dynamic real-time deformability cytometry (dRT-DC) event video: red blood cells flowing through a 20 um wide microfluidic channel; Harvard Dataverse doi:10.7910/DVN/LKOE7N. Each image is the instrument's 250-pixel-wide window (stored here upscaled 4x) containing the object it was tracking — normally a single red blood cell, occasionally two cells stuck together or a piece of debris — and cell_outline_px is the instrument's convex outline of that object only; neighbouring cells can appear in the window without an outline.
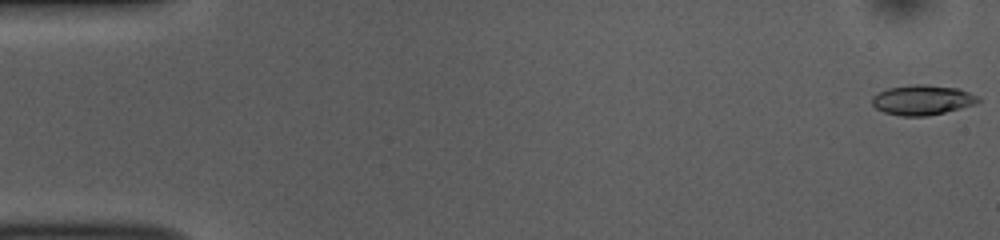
{"species": "common noctule bat (a hibernating species)", "species_latin": "Nyctalus noctula", "temperature_condition": "room temperature", "stored_images_in_passage": 53, "camera_frame_rate_fps": 3000, "um_per_image_px": 0.085, "animal": {"sex": "female", "body_mass_g": 10.0, "forearm_length_mm": 53.1}, "frame": {"image": 1, "passage_image": 1, "time_ms": 0.0, "image_size_px": [1000, 240], "cell_outline_px": [[980, 100], [976, 104], [928, 116], [900, 116], [884, 112], [876, 108], [872, 104], [872, 96], [888, 88], [916, 84], [928, 84], [960, 88], [980, 96]], "centroid_in_image_um": [78.44, 8.49], "position_along_channel_um": 6.6, "area_um2": 18.67}}
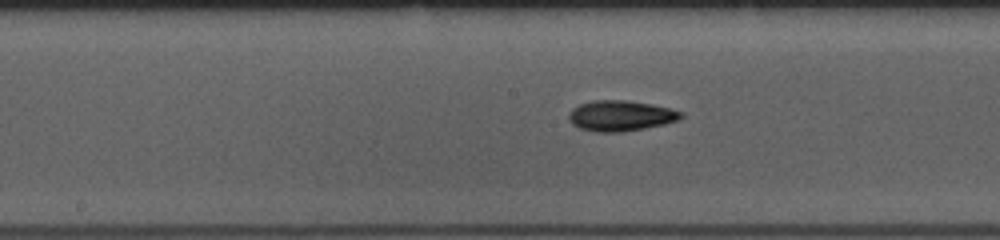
{"frame": {"image": 2, "passage_image": 27, "time_ms": 8.667, "image_size_px": [1000, 240], "cell_outline_px": [[684, 116], [680, 120], [664, 124], [644, 128], [620, 132], [596, 132], [580, 128], [572, 124], [568, 120], [568, 116], [572, 108], [580, 104], [592, 100], [628, 100], [652, 104], [672, 108], [680, 112]], "centroid_in_image_um": [52.75, 9.83], "position_along_channel_um": 195.4, "area_um2": 20.11}}
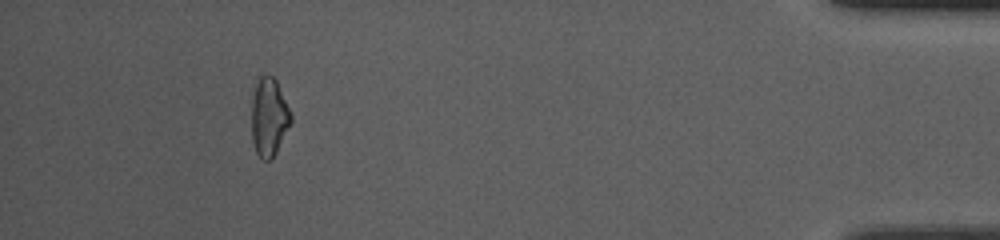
{"frame": {"image": 3, "passage_image": 49, "time_ms": 16.0, "image_size_px": [1000, 240], "cell_outline_px": [[292, 120], [272, 160], [260, 160], [256, 152], [252, 140], [252, 84], [260, 76], [268, 72], [276, 80], [292, 116]], "centroid_in_image_um": [22.83, 9.91], "position_along_channel_um": 412.4, "area_um2": 18.21}, "authors_computed_cell_mechanics": {"area_um2": 18.3804, "velocity_mm_per_s": 3.7898, "shape_relaxation_time_tau1_ms": 4.7813, "shape_relaxation_time_tau2_ms": 6.6744, "deformation_change_tau1": 0.1318, "deformation_change_tau2": 0.1514}}